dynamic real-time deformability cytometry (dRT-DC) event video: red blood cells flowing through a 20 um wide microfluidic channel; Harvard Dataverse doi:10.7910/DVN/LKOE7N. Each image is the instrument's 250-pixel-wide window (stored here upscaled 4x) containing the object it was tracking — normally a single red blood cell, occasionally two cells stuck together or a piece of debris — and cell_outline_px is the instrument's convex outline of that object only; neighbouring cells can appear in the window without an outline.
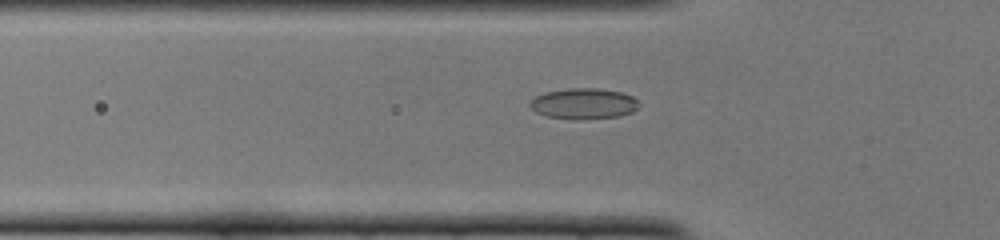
{"species": "common noctule bat (a hibernating species)", "species_latin": "Nyctalus noctula", "temperature_condition": "cold", "stored_images_in_passage": 52, "camera_frame_rate_fps": 3000, "um_per_image_px": 0.085, "animal": {"sex": "female", "body_mass_g": 22.0, "forearm_length_mm": 56.7}, "frame": {"image": 1, "passage_image": 17, "time_ms": 5.333, "image_size_px": [1000, 240], "cell_outline_px": [[640, 104], [632, 112], [620, 116], [544, 116], [536, 112], [528, 104], [536, 96], [544, 92], [568, 88], [596, 88], [620, 92], [632, 96]], "centroid_in_image_um": [49.6, 8.75], "position_along_channel_um": 76.2, "area_um2": 18.5}}
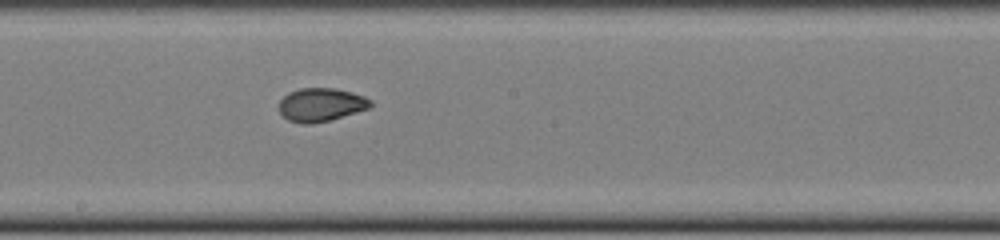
{"frame": {"image": 2, "passage_image": 28, "time_ms": 9.0, "image_size_px": [1000, 240], "cell_outline_px": [[372, 104], [368, 108], [356, 112], [328, 120], [312, 124], [300, 124], [288, 120], [280, 112], [280, 100], [288, 92], [300, 88], [336, 88], [352, 92], [364, 96], [372, 100]], "centroid_in_image_um": [27.27, 8.89], "position_along_channel_um": 220.9, "area_um2": 17.74}}
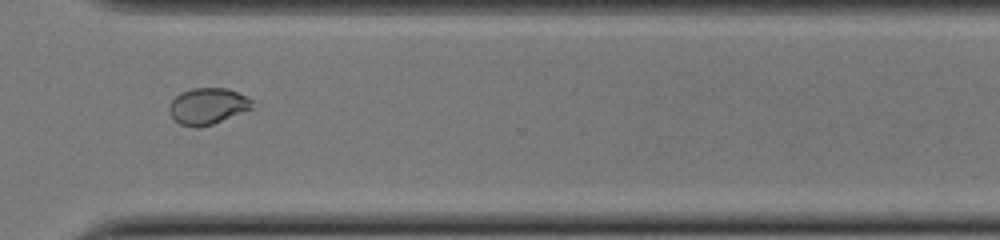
{"frame": {"image": 3, "passage_image": 38, "time_ms": 12.333, "image_size_px": [1000, 240], "cell_outline_px": [[252, 108], [212, 124], [200, 128], [196, 128], [180, 124], [172, 120], [168, 112], [168, 104], [180, 92], [192, 88], [228, 88], [252, 100]], "centroid_in_image_um": [17.57, 9.03], "position_along_channel_um": 353.0, "area_um2": 17.63}}